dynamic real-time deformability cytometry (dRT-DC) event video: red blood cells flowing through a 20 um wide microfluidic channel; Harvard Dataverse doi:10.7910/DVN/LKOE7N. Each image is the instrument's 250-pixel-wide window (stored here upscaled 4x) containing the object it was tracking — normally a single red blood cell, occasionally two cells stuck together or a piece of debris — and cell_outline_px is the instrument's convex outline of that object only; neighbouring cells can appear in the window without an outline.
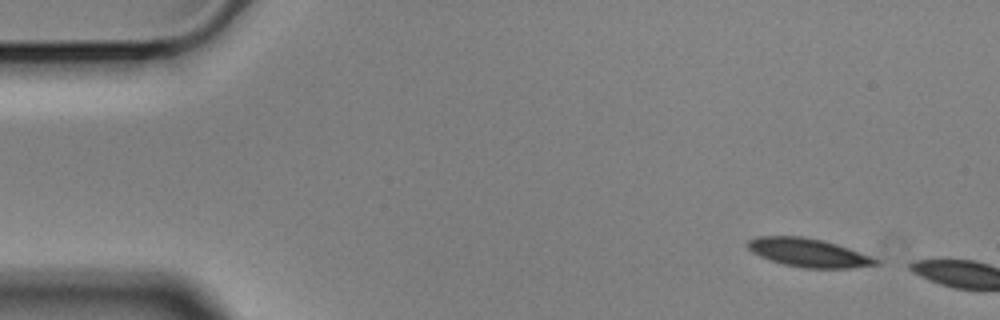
{"species": "Egyptian fruit bat (a non-hibernating species)", "species_latin": "Rousettus aegyptiacus", "temperature_condition": "cold", "stored_images_in_passage": 4, "camera_frame_rate_fps": 3000, "um_per_image_px": 0.085, "animal": {"sex": "male"}, "frame": {"image": 1, "passage_image": 1, "time_ms": 0.0, "image_size_px": [1000, 320], "cell_outline_px": [[880, 264], [852, 268], [804, 268], [784, 264], [768, 260], [752, 252], [748, 248], [748, 240], [756, 236], [804, 236], [836, 244], [872, 256], [880, 260]], "centroid_in_image_um": [68.72, 21.48], "position_along_channel_um": 16.3, "area_um2": 21.27}}